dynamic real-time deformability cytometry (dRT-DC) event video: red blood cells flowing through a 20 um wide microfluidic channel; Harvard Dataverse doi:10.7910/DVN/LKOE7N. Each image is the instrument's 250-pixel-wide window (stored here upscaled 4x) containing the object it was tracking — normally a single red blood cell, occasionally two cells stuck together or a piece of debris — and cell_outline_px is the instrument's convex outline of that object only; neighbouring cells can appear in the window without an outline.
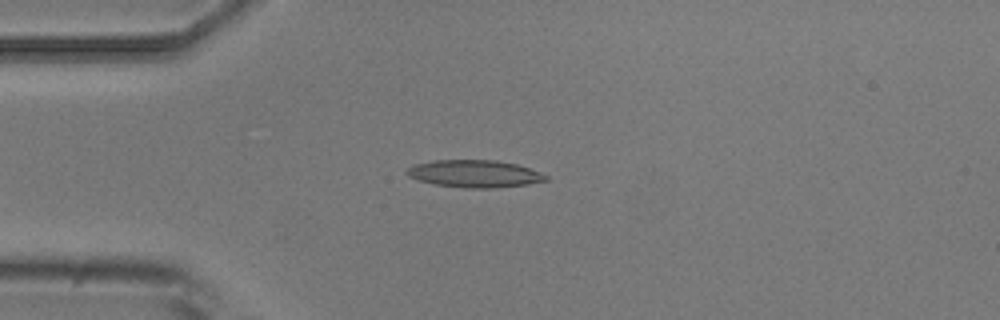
{"species": "common noctule bat (a hibernating species)", "species_latin": "Nyctalus noctula", "temperature_condition": "room temperature", "stored_images_in_passage": 5, "camera_frame_rate_fps": 3000, "um_per_image_px": 0.085, "animal": {"sex": "male", "body_mass_g": 20.5, "forearm_length_mm": 52.5}, "frame": {"image": 1, "passage_image": 1, "time_ms": 0.0, "image_size_px": [1000, 320], "cell_outline_px": [[548, 180], [528, 184], [496, 188], [464, 188], [436, 184], [420, 180], [408, 176], [404, 172], [412, 164], [432, 160], [496, 160], [516, 164], [540, 172], [548, 176]], "centroid_in_image_um": [40.32, 14.76], "position_along_channel_um": 44.7, "area_um2": 22.2}}
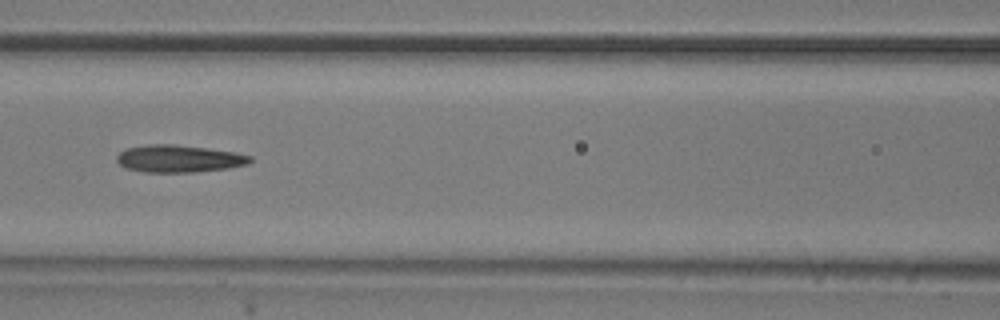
{"frame": {"image": 2, "passage_image": 4, "time_ms": 3.333, "image_size_px": [1000, 320], "cell_outline_px": [[252, 160], [248, 164], [228, 168], [196, 172], [144, 172], [124, 168], [116, 160], [116, 156], [120, 152], [128, 148], [148, 144], [172, 144], [236, 152], [252, 156]], "centroid_in_image_um": [15.2, 13.49], "position_along_channel_um": 151.4, "area_um2": 21.21}}
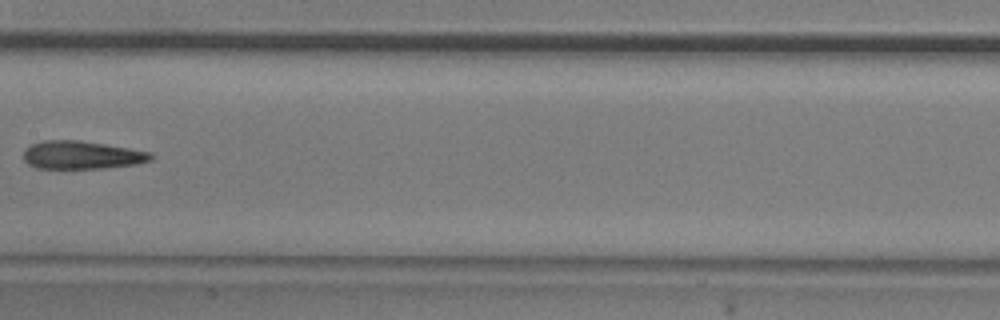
{"frame": {"image": 3, "passage_image": 5, "time_ms": 4.667, "image_size_px": [1000, 320], "cell_outline_px": [[152, 160], [136, 164], [104, 168], [36, 168], [28, 164], [24, 160], [24, 148], [32, 144], [44, 140], [80, 140], [152, 152]], "centroid_in_image_um": [6.93, 13.17], "position_along_channel_um": 200.5, "area_um2": 20.81}}